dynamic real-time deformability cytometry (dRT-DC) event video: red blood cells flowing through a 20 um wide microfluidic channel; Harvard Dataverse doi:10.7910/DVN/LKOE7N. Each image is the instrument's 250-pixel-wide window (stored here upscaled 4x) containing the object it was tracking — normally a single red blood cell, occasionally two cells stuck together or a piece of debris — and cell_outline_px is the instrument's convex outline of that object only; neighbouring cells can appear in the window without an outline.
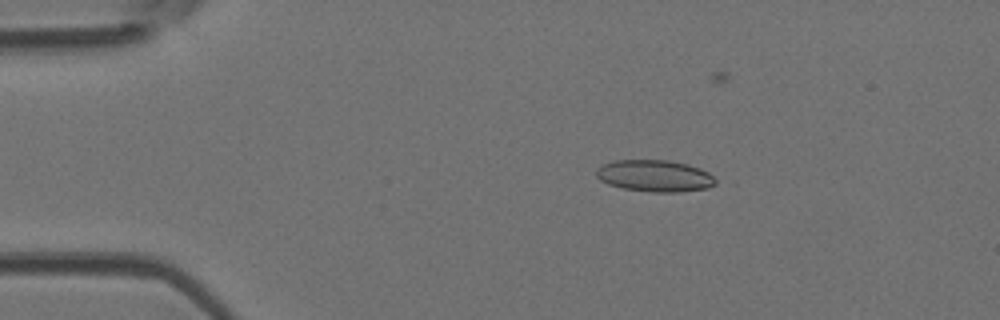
{"species": "Egyptian fruit bat (a non-hibernating species)", "species_latin": "Rousettus aegyptiacus", "temperature_condition": "room temperature", "stored_images_in_passage": 3, "camera_frame_rate_fps": 3000, "um_per_image_px": 0.085, "animal": {"sex": "female"}, "frame": {"image": 1, "passage_image": 2, "time_ms": 0.333, "image_size_px": [1000, 320], "cell_outline_px": [[716, 184], [708, 188], [676, 192], [652, 192], [624, 188], [608, 184], [600, 180], [596, 176], [596, 168], [600, 164], [612, 160], [668, 160], [688, 164], [700, 168], [708, 172], [716, 180]], "centroid_in_image_um": [55.62, 14.93], "position_along_channel_um": 29.4, "area_um2": 22.2}}